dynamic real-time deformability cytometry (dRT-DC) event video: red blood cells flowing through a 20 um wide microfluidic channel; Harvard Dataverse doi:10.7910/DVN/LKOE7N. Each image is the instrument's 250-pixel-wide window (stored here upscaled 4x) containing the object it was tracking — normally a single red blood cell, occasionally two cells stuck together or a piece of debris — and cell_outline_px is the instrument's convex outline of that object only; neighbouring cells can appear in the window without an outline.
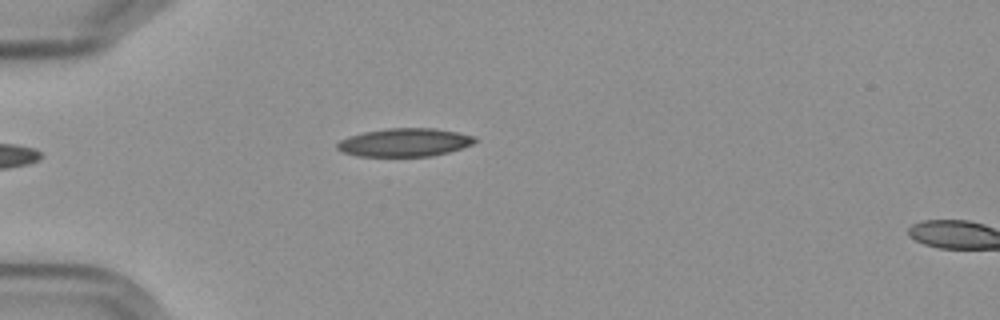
{"species": "Egyptian fruit bat (a non-hibernating species)", "species_latin": "Rousettus aegyptiacus", "temperature_condition": "cold", "stored_images_in_passage": 4, "camera_frame_rate_fps": 3000, "um_per_image_px": 0.085, "frame": {"image": 1, "passage_image": 4, "time_ms": 3.333, "image_size_px": [1000, 320], "cell_outline_px": [[476, 140], [472, 144], [448, 152], [432, 156], [360, 156], [344, 152], [336, 148], [336, 144], [340, 140], [348, 136], [364, 132], [388, 128], [436, 128], [476, 136]], "centroid_in_image_um": [34.39, 12.1], "position_along_channel_um": 50.6, "area_um2": 22.54}}